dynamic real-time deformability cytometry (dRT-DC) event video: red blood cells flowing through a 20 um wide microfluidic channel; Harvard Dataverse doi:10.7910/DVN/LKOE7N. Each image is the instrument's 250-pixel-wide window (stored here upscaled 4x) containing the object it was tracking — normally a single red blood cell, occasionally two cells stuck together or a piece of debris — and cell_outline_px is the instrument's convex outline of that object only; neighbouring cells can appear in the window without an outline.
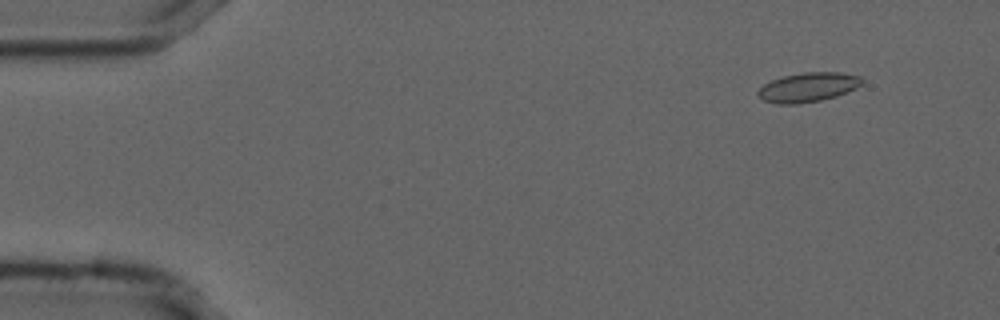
{"species": "common noctule bat (a hibernating species)", "species_latin": "Nyctalus noctula", "temperature_condition": "cold", "stored_images_in_passage": 55, "camera_frame_rate_fps": 3000, "um_per_image_px": 0.085, "animal": {"sex": "male", "forearm_length_mm": 52.5}, "frame": {"image": 1, "passage_image": 4, "time_ms": 1.0, "image_size_px": [1000, 320], "cell_outline_px": [[864, 80], [856, 88], [836, 96], [820, 100], [796, 104], [776, 104], [764, 100], [756, 96], [756, 92], [764, 84], [772, 80], [784, 76], [804, 72], [840, 72], [860, 76]], "centroid_in_image_um": [68.66, 7.41], "position_along_channel_um": 16.3, "area_um2": 17.74}}
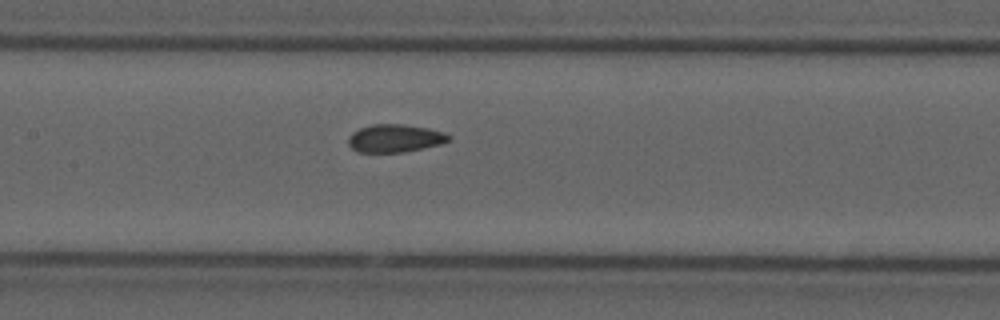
{"frame": {"image": 2, "passage_image": 25, "time_ms": 8.0, "image_size_px": [1000, 320], "cell_outline_px": [[452, 140], [440, 144], [404, 152], [360, 152], [352, 148], [348, 144], [348, 136], [352, 132], [360, 128], [372, 124], [404, 124], [428, 128], [444, 132], [452, 136]], "centroid_in_image_um": [33.59, 11.74], "position_along_channel_um": 173.8, "area_um2": 16.42}}
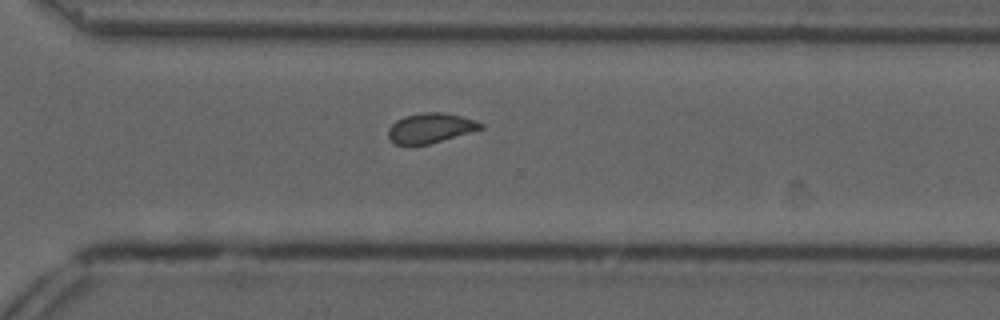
{"frame": {"image": 3, "passage_image": 38, "time_ms": 12.333, "image_size_px": [1000, 320], "cell_outline_px": [[484, 128], [428, 144], [408, 148], [396, 144], [388, 136], [388, 128], [396, 120], [404, 116], [424, 112], [444, 112], [460, 116], [484, 124]], "centroid_in_image_um": [36.52, 10.91], "position_along_channel_um": 334.1, "area_um2": 16.24}, "authors_computed_cell_mechanics": {"area_um2": 16.6464, "velocity_mm_per_s": 3.6978, "shape_relaxation_time_tau1_ms": 7.9166, "shape_relaxation_time_tau2_ms": 1.1511, "deformation_change_tau1": 0.1452, "deformation_change_tau2": 0.0782}}